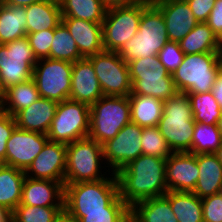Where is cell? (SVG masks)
Returning a JSON list of instances; mask_svg holds the SVG:
<instances>
[{
    "instance_id": "cell-1",
    "label": "cell",
    "mask_w": 222,
    "mask_h": 222,
    "mask_svg": "<svg viewBox=\"0 0 222 222\" xmlns=\"http://www.w3.org/2000/svg\"><path fill=\"white\" fill-rule=\"evenodd\" d=\"M166 159L141 155L116 174L119 196L131 208L135 203L163 196L167 191Z\"/></svg>"
},
{
    "instance_id": "cell-2",
    "label": "cell",
    "mask_w": 222,
    "mask_h": 222,
    "mask_svg": "<svg viewBox=\"0 0 222 222\" xmlns=\"http://www.w3.org/2000/svg\"><path fill=\"white\" fill-rule=\"evenodd\" d=\"M195 121L190 99L177 92L163 103L162 117L157 125L172 152H190Z\"/></svg>"
},
{
    "instance_id": "cell-3",
    "label": "cell",
    "mask_w": 222,
    "mask_h": 222,
    "mask_svg": "<svg viewBox=\"0 0 222 222\" xmlns=\"http://www.w3.org/2000/svg\"><path fill=\"white\" fill-rule=\"evenodd\" d=\"M166 23L161 11L151 2L142 12L139 28L117 52L128 63L138 58L158 56L168 42Z\"/></svg>"
},
{
    "instance_id": "cell-4",
    "label": "cell",
    "mask_w": 222,
    "mask_h": 222,
    "mask_svg": "<svg viewBox=\"0 0 222 222\" xmlns=\"http://www.w3.org/2000/svg\"><path fill=\"white\" fill-rule=\"evenodd\" d=\"M221 70V53L185 54L172 79L179 92L208 93Z\"/></svg>"
},
{
    "instance_id": "cell-5",
    "label": "cell",
    "mask_w": 222,
    "mask_h": 222,
    "mask_svg": "<svg viewBox=\"0 0 222 222\" xmlns=\"http://www.w3.org/2000/svg\"><path fill=\"white\" fill-rule=\"evenodd\" d=\"M111 174L98 181L64 185V212L105 211L119 196L116 174Z\"/></svg>"
},
{
    "instance_id": "cell-6",
    "label": "cell",
    "mask_w": 222,
    "mask_h": 222,
    "mask_svg": "<svg viewBox=\"0 0 222 222\" xmlns=\"http://www.w3.org/2000/svg\"><path fill=\"white\" fill-rule=\"evenodd\" d=\"M131 122V106L128 96H105L90 106V130L88 137L99 144L114 138Z\"/></svg>"
},
{
    "instance_id": "cell-7",
    "label": "cell",
    "mask_w": 222,
    "mask_h": 222,
    "mask_svg": "<svg viewBox=\"0 0 222 222\" xmlns=\"http://www.w3.org/2000/svg\"><path fill=\"white\" fill-rule=\"evenodd\" d=\"M100 161H104L102 145L90 137L67 144L64 185L107 178Z\"/></svg>"
},
{
    "instance_id": "cell-8",
    "label": "cell",
    "mask_w": 222,
    "mask_h": 222,
    "mask_svg": "<svg viewBox=\"0 0 222 222\" xmlns=\"http://www.w3.org/2000/svg\"><path fill=\"white\" fill-rule=\"evenodd\" d=\"M151 3L142 0L134 5L114 7L106 10L102 23L103 47L105 51L118 52L138 31L141 14Z\"/></svg>"
},
{
    "instance_id": "cell-9",
    "label": "cell",
    "mask_w": 222,
    "mask_h": 222,
    "mask_svg": "<svg viewBox=\"0 0 222 222\" xmlns=\"http://www.w3.org/2000/svg\"><path fill=\"white\" fill-rule=\"evenodd\" d=\"M89 130L90 106L67 99L58 103L47 137L50 141L67 145L88 137Z\"/></svg>"
},
{
    "instance_id": "cell-10",
    "label": "cell",
    "mask_w": 222,
    "mask_h": 222,
    "mask_svg": "<svg viewBox=\"0 0 222 222\" xmlns=\"http://www.w3.org/2000/svg\"><path fill=\"white\" fill-rule=\"evenodd\" d=\"M36 62L26 36L0 44V94L12 85L30 80Z\"/></svg>"
},
{
    "instance_id": "cell-11",
    "label": "cell",
    "mask_w": 222,
    "mask_h": 222,
    "mask_svg": "<svg viewBox=\"0 0 222 222\" xmlns=\"http://www.w3.org/2000/svg\"><path fill=\"white\" fill-rule=\"evenodd\" d=\"M73 63L50 58L37 60L33 79L40 97L60 103L69 99Z\"/></svg>"
},
{
    "instance_id": "cell-12",
    "label": "cell",
    "mask_w": 222,
    "mask_h": 222,
    "mask_svg": "<svg viewBox=\"0 0 222 222\" xmlns=\"http://www.w3.org/2000/svg\"><path fill=\"white\" fill-rule=\"evenodd\" d=\"M91 61L103 95L129 96L132 83L126 63L117 52L102 51L88 57Z\"/></svg>"
},
{
    "instance_id": "cell-13",
    "label": "cell",
    "mask_w": 222,
    "mask_h": 222,
    "mask_svg": "<svg viewBox=\"0 0 222 222\" xmlns=\"http://www.w3.org/2000/svg\"><path fill=\"white\" fill-rule=\"evenodd\" d=\"M142 128L130 122L114 138L102 144L106 167H112V173H117L129 162L142 155Z\"/></svg>"
},
{
    "instance_id": "cell-14",
    "label": "cell",
    "mask_w": 222,
    "mask_h": 222,
    "mask_svg": "<svg viewBox=\"0 0 222 222\" xmlns=\"http://www.w3.org/2000/svg\"><path fill=\"white\" fill-rule=\"evenodd\" d=\"M48 140L45 134L16 127L6 143L5 165L25 171Z\"/></svg>"
},
{
    "instance_id": "cell-15",
    "label": "cell",
    "mask_w": 222,
    "mask_h": 222,
    "mask_svg": "<svg viewBox=\"0 0 222 222\" xmlns=\"http://www.w3.org/2000/svg\"><path fill=\"white\" fill-rule=\"evenodd\" d=\"M66 148L64 143L48 140L25 170V175L32 179L59 181L64 185Z\"/></svg>"
},
{
    "instance_id": "cell-16",
    "label": "cell",
    "mask_w": 222,
    "mask_h": 222,
    "mask_svg": "<svg viewBox=\"0 0 222 222\" xmlns=\"http://www.w3.org/2000/svg\"><path fill=\"white\" fill-rule=\"evenodd\" d=\"M168 191L193 192L199 177L197 154L173 152L166 159Z\"/></svg>"
},
{
    "instance_id": "cell-17",
    "label": "cell",
    "mask_w": 222,
    "mask_h": 222,
    "mask_svg": "<svg viewBox=\"0 0 222 222\" xmlns=\"http://www.w3.org/2000/svg\"><path fill=\"white\" fill-rule=\"evenodd\" d=\"M162 13L171 42H180L197 24L186 0L151 1Z\"/></svg>"
},
{
    "instance_id": "cell-18",
    "label": "cell",
    "mask_w": 222,
    "mask_h": 222,
    "mask_svg": "<svg viewBox=\"0 0 222 222\" xmlns=\"http://www.w3.org/2000/svg\"><path fill=\"white\" fill-rule=\"evenodd\" d=\"M103 96L94 67L88 58L73 63L69 99L89 106Z\"/></svg>"
},
{
    "instance_id": "cell-19",
    "label": "cell",
    "mask_w": 222,
    "mask_h": 222,
    "mask_svg": "<svg viewBox=\"0 0 222 222\" xmlns=\"http://www.w3.org/2000/svg\"><path fill=\"white\" fill-rule=\"evenodd\" d=\"M20 204L30 206H64V185L59 181L25 177Z\"/></svg>"
},
{
    "instance_id": "cell-20",
    "label": "cell",
    "mask_w": 222,
    "mask_h": 222,
    "mask_svg": "<svg viewBox=\"0 0 222 222\" xmlns=\"http://www.w3.org/2000/svg\"><path fill=\"white\" fill-rule=\"evenodd\" d=\"M76 42L83 58L104 51L102 23H94L76 18H62L61 21Z\"/></svg>"
},
{
    "instance_id": "cell-21",
    "label": "cell",
    "mask_w": 222,
    "mask_h": 222,
    "mask_svg": "<svg viewBox=\"0 0 222 222\" xmlns=\"http://www.w3.org/2000/svg\"><path fill=\"white\" fill-rule=\"evenodd\" d=\"M57 106L56 101L41 97L14 115L16 126L22 130L47 135L55 117Z\"/></svg>"
},
{
    "instance_id": "cell-22",
    "label": "cell",
    "mask_w": 222,
    "mask_h": 222,
    "mask_svg": "<svg viewBox=\"0 0 222 222\" xmlns=\"http://www.w3.org/2000/svg\"><path fill=\"white\" fill-rule=\"evenodd\" d=\"M132 83L130 95H145L162 101L173 97L175 88L172 74L169 72L129 73Z\"/></svg>"
},
{
    "instance_id": "cell-23",
    "label": "cell",
    "mask_w": 222,
    "mask_h": 222,
    "mask_svg": "<svg viewBox=\"0 0 222 222\" xmlns=\"http://www.w3.org/2000/svg\"><path fill=\"white\" fill-rule=\"evenodd\" d=\"M199 177L193 193L203 199L222 192V164L214 153L197 154Z\"/></svg>"
},
{
    "instance_id": "cell-24",
    "label": "cell",
    "mask_w": 222,
    "mask_h": 222,
    "mask_svg": "<svg viewBox=\"0 0 222 222\" xmlns=\"http://www.w3.org/2000/svg\"><path fill=\"white\" fill-rule=\"evenodd\" d=\"M26 32L35 33L55 29L62 21L59 0H44L25 7Z\"/></svg>"
},
{
    "instance_id": "cell-25",
    "label": "cell",
    "mask_w": 222,
    "mask_h": 222,
    "mask_svg": "<svg viewBox=\"0 0 222 222\" xmlns=\"http://www.w3.org/2000/svg\"><path fill=\"white\" fill-rule=\"evenodd\" d=\"M130 219L134 222H178L165 195L135 203L130 208Z\"/></svg>"
},
{
    "instance_id": "cell-26",
    "label": "cell",
    "mask_w": 222,
    "mask_h": 222,
    "mask_svg": "<svg viewBox=\"0 0 222 222\" xmlns=\"http://www.w3.org/2000/svg\"><path fill=\"white\" fill-rule=\"evenodd\" d=\"M185 54L221 53L222 43L206 22L198 23L180 42Z\"/></svg>"
},
{
    "instance_id": "cell-27",
    "label": "cell",
    "mask_w": 222,
    "mask_h": 222,
    "mask_svg": "<svg viewBox=\"0 0 222 222\" xmlns=\"http://www.w3.org/2000/svg\"><path fill=\"white\" fill-rule=\"evenodd\" d=\"M40 97L33 78L12 85L1 93V110L14 116L18 111L27 108ZM8 105V106H7Z\"/></svg>"
},
{
    "instance_id": "cell-28",
    "label": "cell",
    "mask_w": 222,
    "mask_h": 222,
    "mask_svg": "<svg viewBox=\"0 0 222 222\" xmlns=\"http://www.w3.org/2000/svg\"><path fill=\"white\" fill-rule=\"evenodd\" d=\"M25 171L0 164V207L12 212L20 204Z\"/></svg>"
},
{
    "instance_id": "cell-29",
    "label": "cell",
    "mask_w": 222,
    "mask_h": 222,
    "mask_svg": "<svg viewBox=\"0 0 222 222\" xmlns=\"http://www.w3.org/2000/svg\"><path fill=\"white\" fill-rule=\"evenodd\" d=\"M131 122L140 127L157 126L163 112L164 101L145 95H129Z\"/></svg>"
},
{
    "instance_id": "cell-30",
    "label": "cell",
    "mask_w": 222,
    "mask_h": 222,
    "mask_svg": "<svg viewBox=\"0 0 222 222\" xmlns=\"http://www.w3.org/2000/svg\"><path fill=\"white\" fill-rule=\"evenodd\" d=\"M164 195L178 222H203L202 199L193 192L167 191Z\"/></svg>"
},
{
    "instance_id": "cell-31",
    "label": "cell",
    "mask_w": 222,
    "mask_h": 222,
    "mask_svg": "<svg viewBox=\"0 0 222 222\" xmlns=\"http://www.w3.org/2000/svg\"><path fill=\"white\" fill-rule=\"evenodd\" d=\"M27 15L25 7L3 5L0 7V44L25 37Z\"/></svg>"
},
{
    "instance_id": "cell-32",
    "label": "cell",
    "mask_w": 222,
    "mask_h": 222,
    "mask_svg": "<svg viewBox=\"0 0 222 222\" xmlns=\"http://www.w3.org/2000/svg\"><path fill=\"white\" fill-rule=\"evenodd\" d=\"M64 216L74 222H127L130 207L118 196L105 211L64 212Z\"/></svg>"
},
{
    "instance_id": "cell-33",
    "label": "cell",
    "mask_w": 222,
    "mask_h": 222,
    "mask_svg": "<svg viewBox=\"0 0 222 222\" xmlns=\"http://www.w3.org/2000/svg\"><path fill=\"white\" fill-rule=\"evenodd\" d=\"M62 18L103 23L106 8L100 0H59Z\"/></svg>"
},
{
    "instance_id": "cell-34",
    "label": "cell",
    "mask_w": 222,
    "mask_h": 222,
    "mask_svg": "<svg viewBox=\"0 0 222 222\" xmlns=\"http://www.w3.org/2000/svg\"><path fill=\"white\" fill-rule=\"evenodd\" d=\"M191 103L193 119L195 122L215 125L220 118L222 109L214 98L212 92L187 93Z\"/></svg>"
},
{
    "instance_id": "cell-35",
    "label": "cell",
    "mask_w": 222,
    "mask_h": 222,
    "mask_svg": "<svg viewBox=\"0 0 222 222\" xmlns=\"http://www.w3.org/2000/svg\"><path fill=\"white\" fill-rule=\"evenodd\" d=\"M49 58L71 63L83 58L77 48L75 40L62 22L54 29V38L50 48Z\"/></svg>"
},
{
    "instance_id": "cell-36",
    "label": "cell",
    "mask_w": 222,
    "mask_h": 222,
    "mask_svg": "<svg viewBox=\"0 0 222 222\" xmlns=\"http://www.w3.org/2000/svg\"><path fill=\"white\" fill-rule=\"evenodd\" d=\"M64 206H30L19 204L12 212V222H59Z\"/></svg>"
},
{
    "instance_id": "cell-37",
    "label": "cell",
    "mask_w": 222,
    "mask_h": 222,
    "mask_svg": "<svg viewBox=\"0 0 222 222\" xmlns=\"http://www.w3.org/2000/svg\"><path fill=\"white\" fill-rule=\"evenodd\" d=\"M221 144L222 136L220 135L217 124L207 125L195 122L191 153H215Z\"/></svg>"
},
{
    "instance_id": "cell-38",
    "label": "cell",
    "mask_w": 222,
    "mask_h": 222,
    "mask_svg": "<svg viewBox=\"0 0 222 222\" xmlns=\"http://www.w3.org/2000/svg\"><path fill=\"white\" fill-rule=\"evenodd\" d=\"M141 146L143 155L167 159L173 153L157 126L142 128Z\"/></svg>"
},
{
    "instance_id": "cell-39",
    "label": "cell",
    "mask_w": 222,
    "mask_h": 222,
    "mask_svg": "<svg viewBox=\"0 0 222 222\" xmlns=\"http://www.w3.org/2000/svg\"><path fill=\"white\" fill-rule=\"evenodd\" d=\"M29 45L37 60L49 58L50 48L54 38V29L26 34Z\"/></svg>"
},
{
    "instance_id": "cell-40",
    "label": "cell",
    "mask_w": 222,
    "mask_h": 222,
    "mask_svg": "<svg viewBox=\"0 0 222 222\" xmlns=\"http://www.w3.org/2000/svg\"><path fill=\"white\" fill-rule=\"evenodd\" d=\"M184 55L179 43L171 41H168L158 53L160 63L170 74H173L182 63Z\"/></svg>"
},
{
    "instance_id": "cell-41",
    "label": "cell",
    "mask_w": 222,
    "mask_h": 222,
    "mask_svg": "<svg viewBox=\"0 0 222 222\" xmlns=\"http://www.w3.org/2000/svg\"><path fill=\"white\" fill-rule=\"evenodd\" d=\"M203 222H222V192L202 199Z\"/></svg>"
},
{
    "instance_id": "cell-42",
    "label": "cell",
    "mask_w": 222,
    "mask_h": 222,
    "mask_svg": "<svg viewBox=\"0 0 222 222\" xmlns=\"http://www.w3.org/2000/svg\"><path fill=\"white\" fill-rule=\"evenodd\" d=\"M16 127L14 116L0 109V164H5L6 143Z\"/></svg>"
},
{
    "instance_id": "cell-43",
    "label": "cell",
    "mask_w": 222,
    "mask_h": 222,
    "mask_svg": "<svg viewBox=\"0 0 222 222\" xmlns=\"http://www.w3.org/2000/svg\"><path fill=\"white\" fill-rule=\"evenodd\" d=\"M128 67L129 73L168 72L160 63L158 56L129 61Z\"/></svg>"
},
{
    "instance_id": "cell-44",
    "label": "cell",
    "mask_w": 222,
    "mask_h": 222,
    "mask_svg": "<svg viewBox=\"0 0 222 222\" xmlns=\"http://www.w3.org/2000/svg\"><path fill=\"white\" fill-rule=\"evenodd\" d=\"M216 0H186L198 23L206 22Z\"/></svg>"
},
{
    "instance_id": "cell-45",
    "label": "cell",
    "mask_w": 222,
    "mask_h": 222,
    "mask_svg": "<svg viewBox=\"0 0 222 222\" xmlns=\"http://www.w3.org/2000/svg\"><path fill=\"white\" fill-rule=\"evenodd\" d=\"M206 23L212 29L217 38L222 40V0H216L214 8L210 12Z\"/></svg>"
},
{
    "instance_id": "cell-46",
    "label": "cell",
    "mask_w": 222,
    "mask_h": 222,
    "mask_svg": "<svg viewBox=\"0 0 222 222\" xmlns=\"http://www.w3.org/2000/svg\"><path fill=\"white\" fill-rule=\"evenodd\" d=\"M106 9L114 7H125L139 3L142 0H100Z\"/></svg>"
},
{
    "instance_id": "cell-47",
    "label": "cell",
    "mask_w": 222,
    "mask_h": 222,
    "mask_svg": "<svg viewBox=\"0 0 222 222\" xmlns=\"http://www.w3.org/2000/svg\"><path fill=\"white\" fill-rule=\"evenodd\" d=\"M211 92L213 93L214 98L217 100V103L222 109V70L217 75L214 87Z\"/></svg>"
},
{
    "instance_id": "cell-48",
    "label": "cell",
    "mask_w": 222,
    "mask_h": 222,
    "mask_svg": "<svg viewBox=\"0 0 222 222\" xmlns=\"http://www.w3.org/2000/svg\"><path fill=\"white\" fill-rule=\"evenodd\" d=\"M44 0H5V5L26 7Z\"/></svg>"
},
{
    "instance_id": "cell-49",
    "label": "cell",
    "mask_w": 222,
    "mask_h": 222,
    "mask_svg": "<svg viewBox=\"0 0 222 222\" xmlns=\"http://www.w3.org/2000/svg\"><path fill=\"white\" fill-rule=\"evenodd\" d=\"M0 222H12V211L8 208L0 207Z\"/></svg>"
},
{
    "instance_id": "cell-50",
    "label": "cell",
    "mask_w": 222,
    "mask_h": 222,
    "mask_svg": "<svg viewBox=\"0 0 222 222\" xmlns=\"http://www.w3.org/2000/svg\"><path fill=\"white\" fill-rule=\"evenodd\" d=\"M214 154L217 156L218 160L222 164V144L219 146V148Z\"/></svg>"
},
{
    "instance_id": "cell-51",
    "label": "cell",
    "mask_w": 222,
    "mask_h": 222,
    "mask_svg": "<svg viewBox=\"0 0 222 222\" xmlns=\"http://www.w3.org/2000/svg\"><path fill=\"white\" fill-rule=\"evenodd\" d=\"M217 127L220 132V135L222 136V112H221L220 118L218 119Z\"/></svg>"
},
{
    "instance_id": "cell-52",
    "label": "cell",
    "mask_w": 222,
    "mask_h": 222,
    "mask_svg": "<svg viewBox=\"0 0 222 222\" xmlns=\"http://www.w3.org/2000/svg\"><path fill=\"white\" fill-rule=\"evenodd\" d=\"M59 222H74L63 216V218Z\"/></svg>"
},
{
    "instance_id": "cell-53",
    "label": "cell",
    "mask_w": 222,
    "mask_h": 222,
    "mask_svg": "<svg viewBox=\"0 0 222 222\" xmlns=\"http://www.w3.org/2000/svg\"><path fill=\"white\" fill-rule=\"evenodd\" d=\"M5 5V0H0V7Z\"/></svg>"
}]
</instances>
